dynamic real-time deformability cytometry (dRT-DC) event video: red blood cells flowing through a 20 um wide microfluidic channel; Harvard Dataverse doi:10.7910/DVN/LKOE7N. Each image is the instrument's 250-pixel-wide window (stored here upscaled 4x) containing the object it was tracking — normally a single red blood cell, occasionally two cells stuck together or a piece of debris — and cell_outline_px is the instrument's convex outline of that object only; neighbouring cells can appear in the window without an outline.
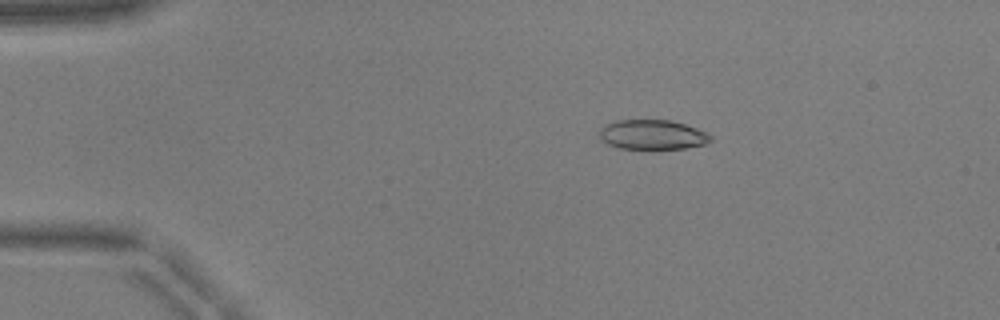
{"species": "common noctule bat (a hibernating species)", "species_latin": "Nyctalus noctula", "temperature_condition": "warm", "stored_images_in_passage": 17, "camera_frame_rate_fps": 3000, "um_per_image_px": 0.085, "animal": {"sex": "male", "body_mass_g": 17.9, "forearm_length_mm": 54.2}, "frame": {"image": 1, "passage_image": 10, "time_ms": 3.0, "image_size_px": [1000, 320], "cell_outline_px": [[712, 140], [708, 144], [684, 148], [620, 148], [608, 144], [600, 140], [600, 128], [604, 124], [616, 120], [672, 120], [708, 132], [712, 136]], "centroid_in_image_um": [55.47, 11.44], "position_along_channel_um": 29.5, "area_um2": 19.31}}